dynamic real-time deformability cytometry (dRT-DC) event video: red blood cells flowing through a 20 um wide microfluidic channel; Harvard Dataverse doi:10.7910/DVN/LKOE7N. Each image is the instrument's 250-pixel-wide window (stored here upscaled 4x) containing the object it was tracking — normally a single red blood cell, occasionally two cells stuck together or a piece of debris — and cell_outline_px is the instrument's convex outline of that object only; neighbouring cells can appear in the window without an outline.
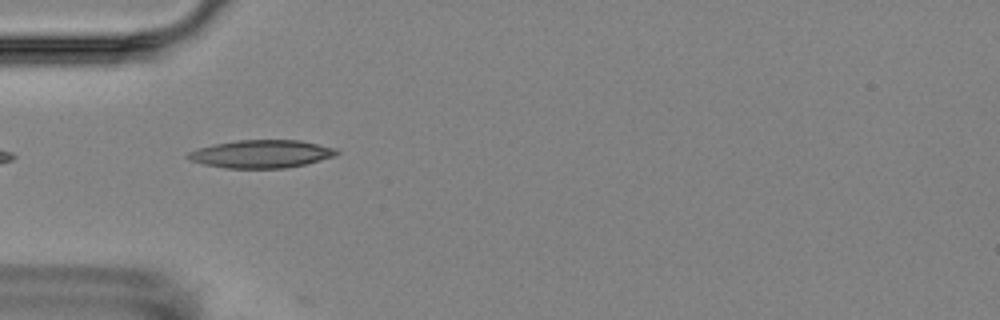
{"species": "Egyptian fruit bat (a non-hibernating species)", "species_latin": "Rousettus aegyptiacus", "temperature_condition": "room temperature", "stored_images_in_passage": 5, "camera_frame_rate_fps": 3000, "um_per_image_px": 0.085, "animal": {"sex": "female"}, "frame": {"image": 1, "passage_image": 5, "time_ms": 4.667, "image_size_px": [1000, 320], "cell_outline_px": [[340, 152], [332, 156], [320, 160], [304, 164], [284, 168], [224, 168], [204, 164], [192, 160], [184, 156], [188, 152], [196, 148], [212, 144], [236, 140], [300, 140], [336, 148]], "centroid_in_image_um": [22.17, 13.07], "position_along_channel_um": 62.8, "area_um2": 24.16}}